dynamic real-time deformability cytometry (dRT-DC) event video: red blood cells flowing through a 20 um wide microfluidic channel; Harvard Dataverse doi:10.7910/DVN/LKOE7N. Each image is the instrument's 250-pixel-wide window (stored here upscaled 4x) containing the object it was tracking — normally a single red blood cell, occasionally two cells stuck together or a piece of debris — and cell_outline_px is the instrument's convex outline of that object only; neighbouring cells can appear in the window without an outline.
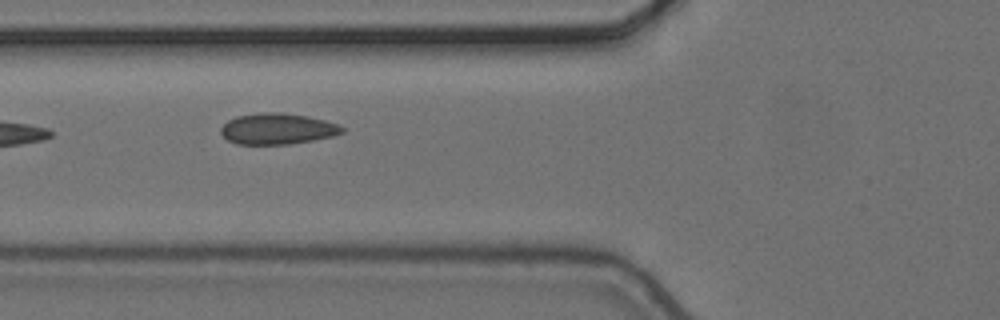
{"species": "common noctule bat (a hibernating species)", "species_latin": "Nyctalus noctula", "temperature_condition": "cold", "stored_images_in_passage": 3, "camera_frame_rate_fps": 3000, "um_per_image_px": 0.085, "animal": {"sex": "female", "body_mass_g": 24.6, "forearm_length_mm": 56.2}, "frame": {"image": 1, "passage_image": 2, "time_ms": 0.333, "image_size_px": [1000, 320], "cell_outline_px": [[344, 132], [332, 136], [312, 140], [288, 144], [236, 144], [228, 140], [220, 132], [220, 128], [228, 120], [236, 116], [260, 112], [280, 112], [308, 116], [340, 124], [344, 128]], "centroid_in_image_um": [23.58, 10.94], "position_along_channel_um": 102.2, "area_um2": 21.96}}
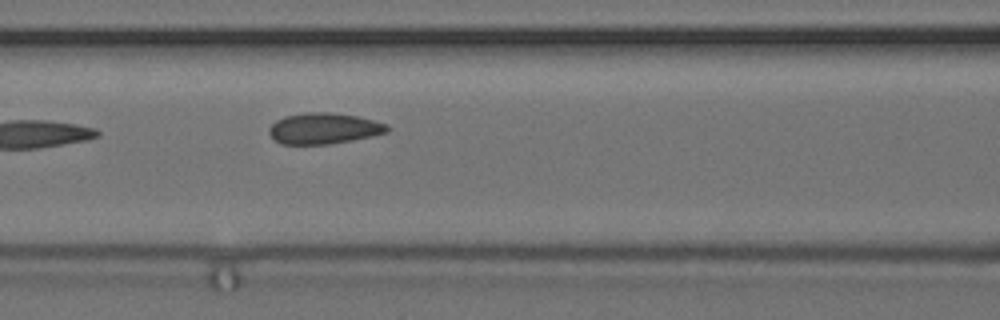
{"frame": {"image": 2, "passage_image": 3, "time_ms": 0.667, "image_size_px": [1000, 320], "cell_outline_px": [[392, 128], [388, 132], [372, 136], [352, 140], [328, 144], [280, 144], [268, 132], [268, 128], [276, 120], [284, 116], [304, 112], [332, 112], [356, 116], [388, 124]], "centroid_in_image_um": [27.54, 10.91], "position_along_channel_um": 139.1, "area_um2": 21.44}}